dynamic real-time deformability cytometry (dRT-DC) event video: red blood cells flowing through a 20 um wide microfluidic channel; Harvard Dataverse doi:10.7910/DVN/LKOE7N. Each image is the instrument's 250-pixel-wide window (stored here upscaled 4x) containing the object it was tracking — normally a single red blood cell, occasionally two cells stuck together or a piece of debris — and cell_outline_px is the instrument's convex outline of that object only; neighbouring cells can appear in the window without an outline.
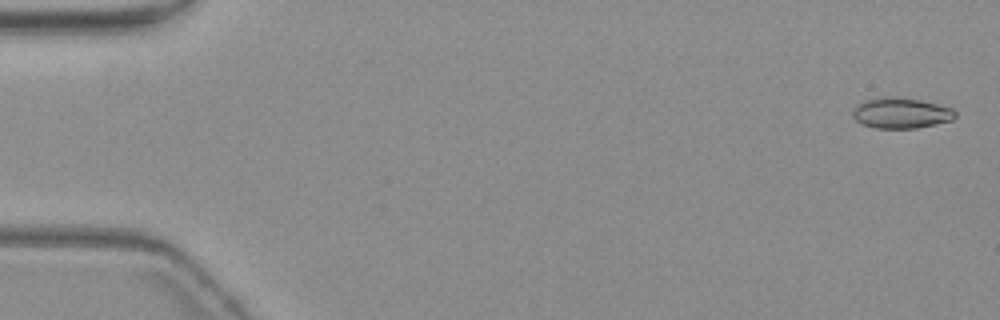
{"species": "common noctule bat (a hibernating species)", "species_latin": "Nyctalus noctula", "temperature_condition": "warm", "stored_images_in_passage": 9, "camera_frame_rate_fps": 3000, "um_per_image_px": 0.085, "animal": {"sex": "female", "body_mass_g": 19.3, "forearm_length_mm": 54.1}, "frame": {"image": 1, "passage_image": 1, "time_ms": 0.0, "image_size_px": [1000, 320], "cell_outline_px": [[956, 116], [952, 120], [916, 128], [872, 128], [860, 124], [852, 116], [852, 108], [856, 104], [864, 100], [876, 96], [896, 96], [920, 100], [952, 108], [956, 112]], "centroid_in_image_um": [76.51, 9.59], "position_along_channel_um": 8.5, "area_um2": 18.67}}
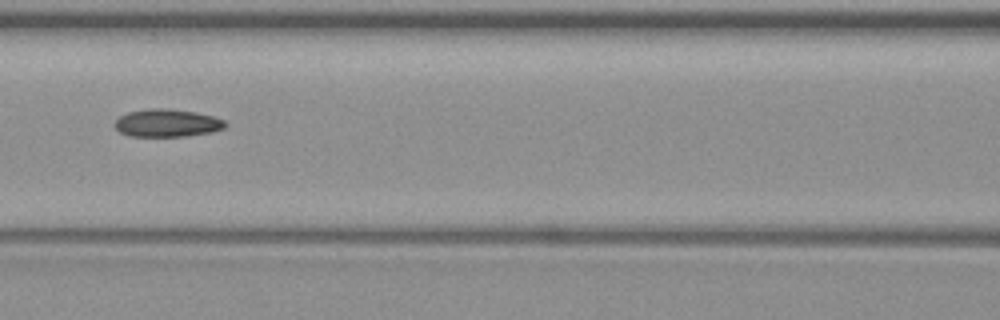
{"frame": {"image": 2, "passage_image": 7, "time_ms": 8.0, "image_size_px": [1000, 320], "cell_outline_px": [[228, 124], [224, 128], [212, 132], [188, 136], [128, 136], [120, 132], [112, 124], [120, 116], [128, 112], [152, 108], [168, 108], [196, 112], [212, 116], [224, 120]], "centroid_in_image_um": [14.2, 10.46], "position_along_channel_um": 152.4, "area_um2": 17.98}}
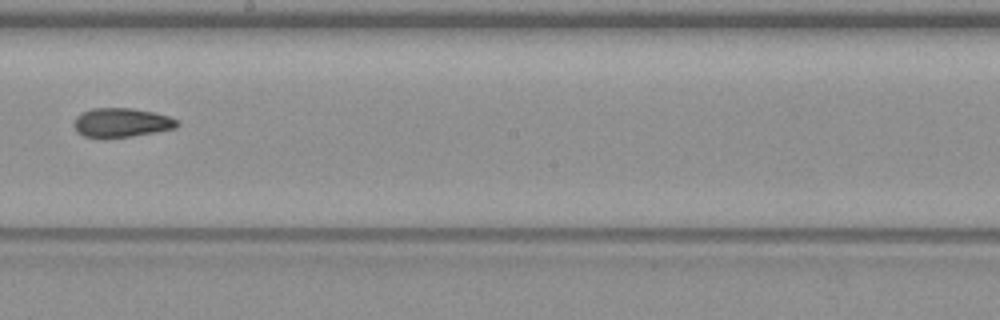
{"frame": {"image": 3, "passage_image": 9, "time_ms": 10.333, "image_size_px": [1000, 320], "cell_outline_px": [[180, 124], [176, 128], [132, 136], [104, 140], [84, 136], [76, 132], [76, 116], [92, 108], [132, 108], [152, 112], [168, 116], [176, 120]], "centroid_in_image_um": [10.31, 10.45], "position_along_channel_um": 237.9, "area_um2": 17.63}}